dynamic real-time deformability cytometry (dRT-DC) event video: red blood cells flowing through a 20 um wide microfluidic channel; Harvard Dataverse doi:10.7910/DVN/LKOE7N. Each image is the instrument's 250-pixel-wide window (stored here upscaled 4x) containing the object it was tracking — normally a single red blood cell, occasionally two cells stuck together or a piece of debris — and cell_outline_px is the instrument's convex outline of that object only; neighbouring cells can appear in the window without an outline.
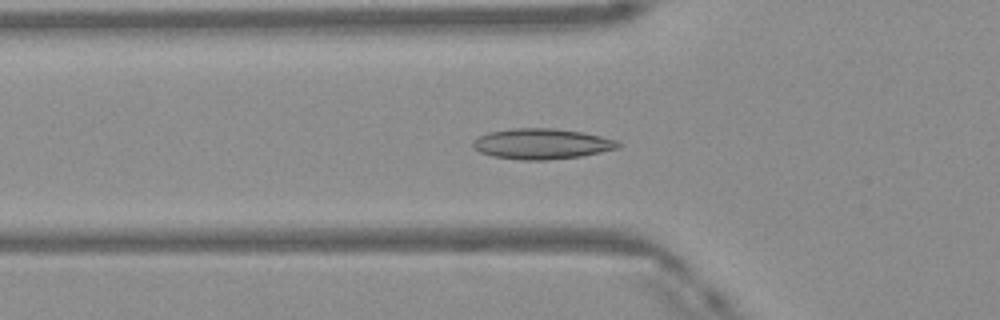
{"species": "Egyptian fruit bat (a non-hibernating species)", "species_latin": "Rousettus aegyptiacus", "temperature_condition": "warm", "stored_images_in_passage": 41, "camera_frame_rate_fps": 3000, "um_per_image_px": 0.085, "frame": {"image": 1, "passage_image": 9, "time_ms": 2.667, "image_size_px": [1000, 320], "cell_outline_px": [[620, 148], [580, 156], [548, 160], [520, 160], [492, 156], [480, 152], [472, 144], [480, 136], [488, 132], [512, 128], [556, 128], [584, 132], [616, 140], [620, 144]], "centroid_in_image_um": [46.07, 12.22], "position_along_channel_um": 79.7, "area_um2": 25.78}}
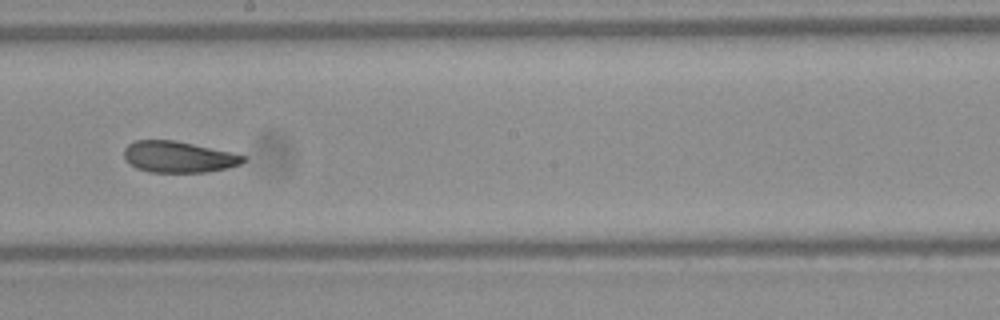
{"frame": {"image": 2, "passage_image": 20, "time_ms": 6.333, "image_size_px": [1000, 320], "cell_outline_px": [[248, 160], [240, 164], [228, 168], [204, 172], [148, 172], [136, 168], [124, 156], [124, 148], [128, 144], [136, 140], [176, 140], [232, 152], [248, 156]], "centroid_in_image_um": [15.22, 13.33], "position_along_channel_um": 233.0, "area_um2": 21.85}}
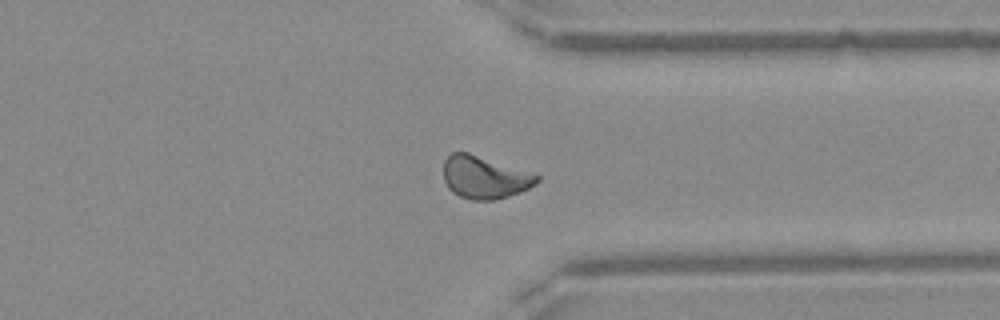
{"frame": {"image": 3, "passage_image": 30, "time_ms": 9.667, "image_size_px": [1000, 320], "cell_outline_px": [[540, 180], [536, 184], [520, 192], [508, 196], [492, 200], [472, 200], [460, 196], [452, 192], [448, 188], [444, 180], [444, 160], [452, 152], [468, 152], [540, 176]], "centroid_in_image_um": [41.16, 15.08], "position_along_channel_um": 370.2, "area_um2": 22.89}, "authors_computed_cell_mechanics": {"area_um2": 22.5998, "velocity_mm_per_s": 4.154, "shape_relaxation_time_tau1_ms": 7.5986, "shape_relaxation_time_tau2_ms": 2.4632, "deformation_change_tau1": 0.1638, "deformation_change_tau2": 0.0708}}